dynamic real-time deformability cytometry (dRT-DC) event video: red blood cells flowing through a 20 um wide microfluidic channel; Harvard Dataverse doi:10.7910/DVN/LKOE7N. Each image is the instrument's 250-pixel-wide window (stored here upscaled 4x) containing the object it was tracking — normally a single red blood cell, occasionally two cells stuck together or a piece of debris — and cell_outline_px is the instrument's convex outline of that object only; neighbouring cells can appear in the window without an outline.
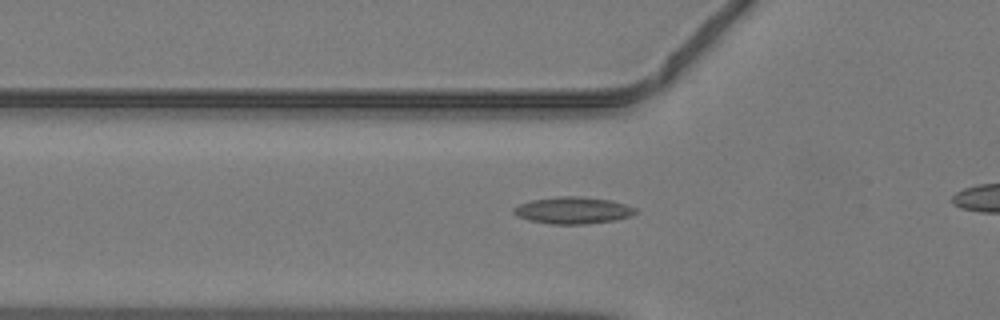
{"species": "common noctule bat (a hibernating species)", "species_latin": "Nyctalus noctula", "temperature_condition": "warm", "stored_images_in_passage": 33, "camera_frame_rate_fps": 3000, "um_per_image_px": 0.085, "animal": {"sex": "male", "body_mass_g": 19.2, "forearm_length_mm": 51.8}, "frame": {"image": 1, "passage_image": 11, "time_ms": 3.333, "image_size_px": [1000, 320], "cell_outline_px": [[636, 212], [628, 216], [616, 220], [584, 224], [552, 224], [528, 220], [516, 216], [512, 212], [512, 208], [520, 204], [532, 200], [560, 196], [580, 196], [612, 200], [636, 208]], "centroid_in_image_um": [48.66, 17.88], "position_along_channel_um": 77.1, "area_um2": 19.02}}
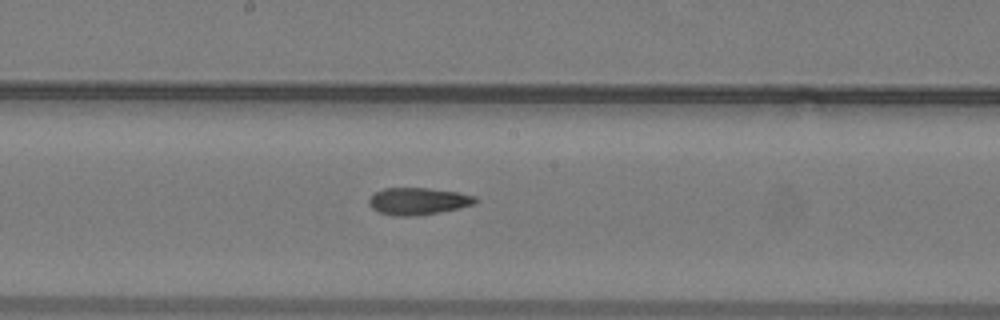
{"frame": {"image": 2, "passage_image": 20, "time_ms": 6.333, "image_size_px": [1000, 320], "cell_outline_px": [[480, 200], [476, 204], [460, 208], [440, 212], [416, 216], [396, 216], [380, 212], [372, 208], [368, 204], [368, 200], [376, 192], [384, 188], [428, 188], [456, 192], [476, 196]], "centroid_in_image_um": [35.58, 17.1], "position_along_channel_um": 212.6, "area_um2": 16.88}}
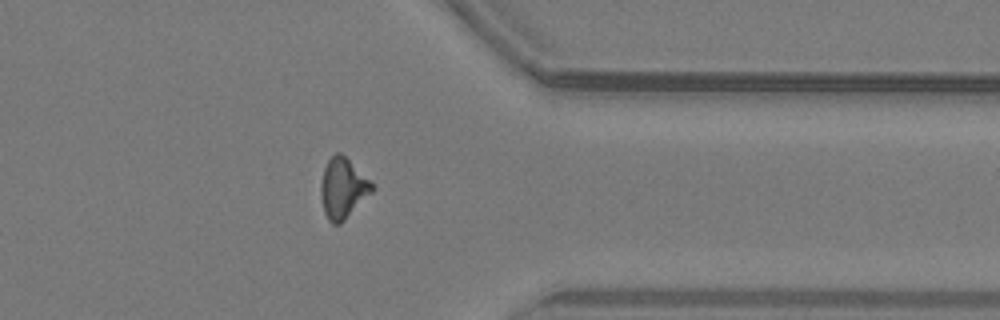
{"frame": {"image": 3, "passage_image": 32, "time_ms": 10.333, "image_size_px": [1000, 320], "cell_outline_px": [[372, 192], [340, 224], [332, 224], [328, 220], [324, 212], [320, 196], [320, 184], [324, 168], [328, 160], [336, 152], [340, 152], [372, 184]], "centroid_in_image_um": [29.09, 16.03], "position_along_channel_um": 382.3, "area_um2": 17.51}}